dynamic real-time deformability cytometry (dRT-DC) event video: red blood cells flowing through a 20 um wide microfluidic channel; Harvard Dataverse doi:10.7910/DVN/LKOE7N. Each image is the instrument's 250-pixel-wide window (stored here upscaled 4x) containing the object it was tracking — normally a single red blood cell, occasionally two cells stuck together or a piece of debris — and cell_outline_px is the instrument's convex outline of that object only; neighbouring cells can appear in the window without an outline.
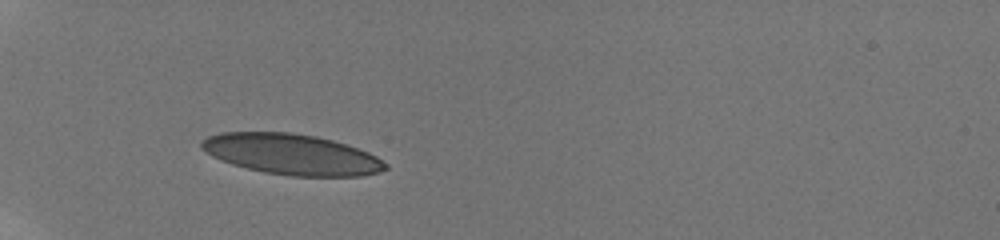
{"species": "human", "species_latin": "Homo sapiens", "temperature_condition": "room temperature", "stored_images_in_passage": 34, "camera_frame_rate_fps": 3000, "um_per_image_px": 0.085, "donor": {"sex": "male"}, "frame": {"image": 1, "passage_image": 1, "time_ms": 0.0, "image_size_px": [1000, 240], "cell_outline_px": [[388, 168], [376, 172], [360, 176], [292, 176], [264, 172], [232, 164], [212, 156], [200, 148], [200, 140], [208, 136], [220, 132], [292, 132], [316, 136], [332, 140], [368, 152], [376, 156], [388, 164]], "centroid_in_image_um": [24.75, 13.11], "position_along_channel_um": 60.2, "area_um2": 43.47}}
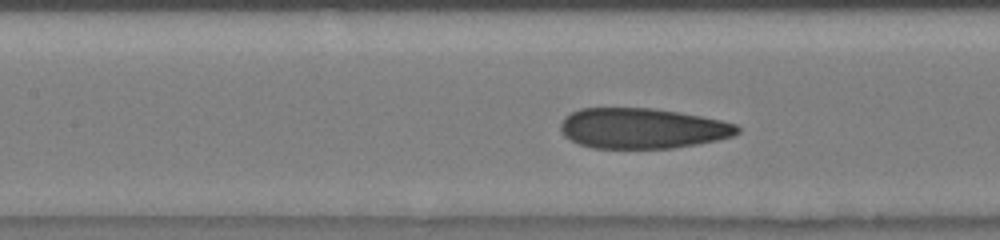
{"frame": {"image": 2, "passage_image": 10, "time_ms": 3.0, "image_size_px": [1000, 240], "cell_outline_px": [[740, 132], [732, 136], [716, 140], [696, 144], [672, 148], [592, 148], [580, 144], [564, 136], [560, 128], [560, 124], [564, 116], [580, 108], [652, 108], [700, 116], [720, 120], [736, 124], [740, 128]], "centroid_in_image_um": [54.57, 10.91], "position_along_channel_um": 152.8, "area_um2": 41.5}}
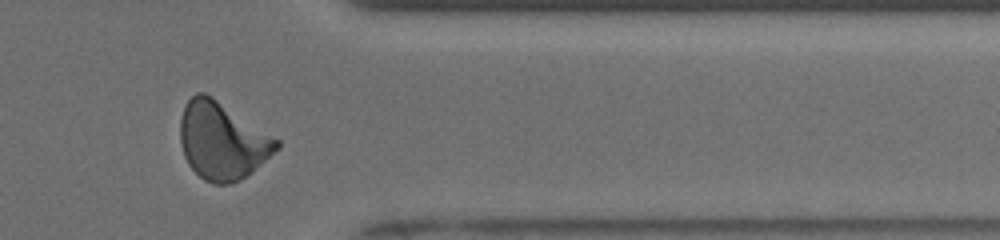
{"frame": {"image": 3, "passage_image": 29, "time_ms": 9.333, "image_size_px": [1000, 240], "cell_outline_px": [[280, 148], [252, 172], [240, 180], [232, 184], [212, 184], [204, 180], [188, 164], [184, 156], [180, 140], [180, 120], [184, 104], [196, 92], [204, 92], [212, 96], [280, 140]], "centroid_in_image_um": [18.89, 11.97], "position_along_channel_um": 392.5, "area_um2": 43.58}, "authors_computed_cell_mechanics": {"area_um2": 42.2518, "velocity_mm_per_s": 3.8539, "shape_relaxation_time_tau1_ms": 8.0327, "shape_relaxation_time_tau2_ms": 1.0857, "deformation_change_tau1": 0.2129, "deformation_change_tau2": 0.0905}}